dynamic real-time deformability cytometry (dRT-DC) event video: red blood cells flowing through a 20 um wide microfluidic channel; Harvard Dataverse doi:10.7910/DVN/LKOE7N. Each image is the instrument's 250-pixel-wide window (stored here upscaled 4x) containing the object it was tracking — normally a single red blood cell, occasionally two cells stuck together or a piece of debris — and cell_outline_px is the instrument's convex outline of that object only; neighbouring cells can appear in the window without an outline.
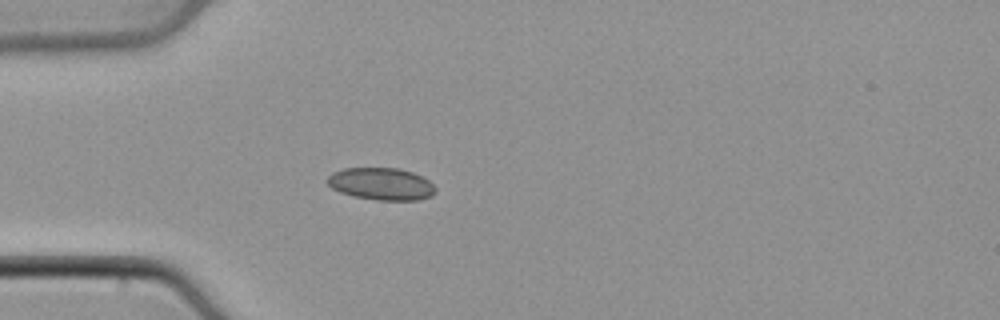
{"species": "common noctule bat (a hibernating species)", "species_latin": "Nyctalus noctula", "temperature_condition": "cold", "stored_images_in_passage": 36, "camera_frame_rate_fps": 3000, "um_per_image_px": 0.085, "animal": {"sex": "male", "body_mass_g": 21.5, "forearm_length_mm": 52.0}, "frame": {"image": 1, "passage_image": 1, "time_ms": 0.0, "image_size_px": [1000, 320], "cell_outline_px": [[436, 192], [432, 196], [420, 200], [376, 200], [352, 196], [340, 192], [332, 188], [328, 184], [328, 176], [332, 172], [344, 168], [400, 168], [412, 172], [428, 180], [436, 188]], "centroid_in_image_um": [32.42, 15.64], "position_along_channel_um": 52.6, "area_um2": 20.4}}
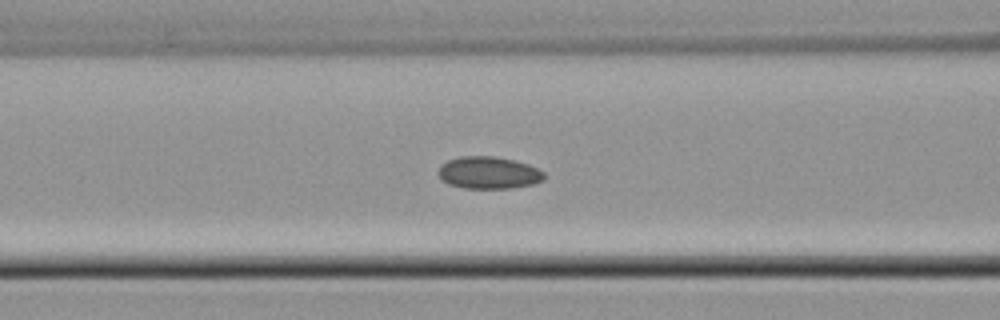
{"frame": {"image": 2, "passage_image": 7, "time_ms": 2.0, "image_size_px": [1000, 320], "cell_outline_px": [[544, 180], [532, 184], [508, 188], [464, 188], [448, 184], [440, 180], [436, 172], [440, 164], [448, 160], [460, 156], [496, 156], [528, 164], [544, 172]], "centroid_in_image_um": [41.46, 14.68], "position_along_channel_um": 125.1, "area_um2": 20.0}}
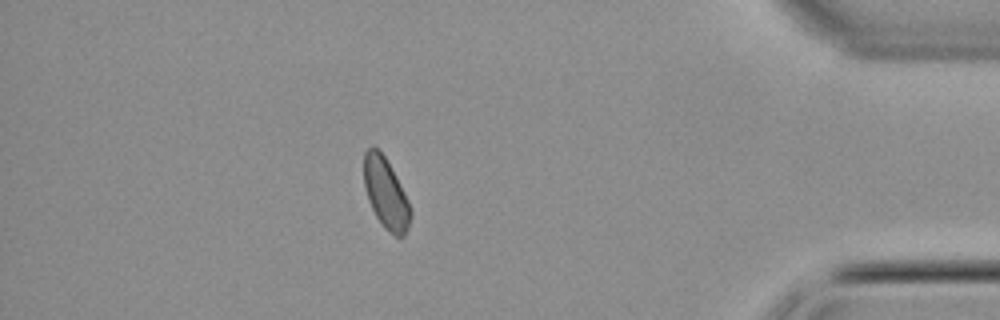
{"frame": {"image": 3, "passage_image": 30, "time_ms": 9.667, "image_size_px": [1000, 320], "cell_outline_px": [[412, 216], [408, 228], [404, 236], [396, 236], [384, 228], [376, 216], [368, 200], [364, 188], [364, 152], [372, 144], [384, 156], [404, 192], [408, 200], [412, 212]], "centroid_in_image_um": [32.79, 16.45], "position_along_channel_um": 402.4, "area_um2": 19.02}}